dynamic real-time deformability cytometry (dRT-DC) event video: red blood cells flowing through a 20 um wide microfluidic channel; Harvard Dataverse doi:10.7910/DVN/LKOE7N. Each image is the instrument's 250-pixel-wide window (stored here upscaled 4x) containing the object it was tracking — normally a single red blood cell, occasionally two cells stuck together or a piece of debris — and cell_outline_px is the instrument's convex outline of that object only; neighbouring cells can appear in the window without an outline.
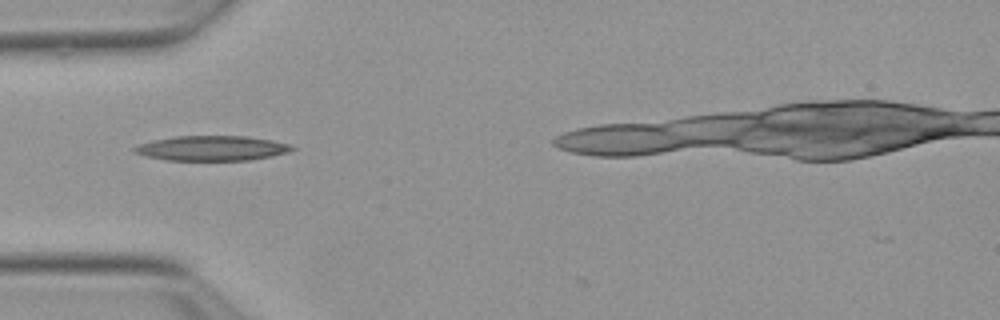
{"species": "Egyptian fruit bat (a non-hibernating species)", "species_latin": "Rousettus aegyptiacus", "temperature_condition": "warm", "stored_images_in_passage": 31, "camera_frame_rate_fps": 3000, "um_per_image_px": 0.085, "animal": {"sex": "female"}, "frame": {"image": 1, "passage_image": 1, "time_ms": 0.0, "image_size_px": [1000, 320], "cell_outline_px": [[296, 148], [288, 152], [272, 156], [248, 160], [164, 160], [144, 156], [132, 152], [132, 148], [140, 144], [152, 140], [176, 136], [244, 136], [272, 140], [288, 144]], "centroid_in_image_um": [17.96, 12.6], "position_along_channel_um": 67.0, "area_um2": 22.89}}
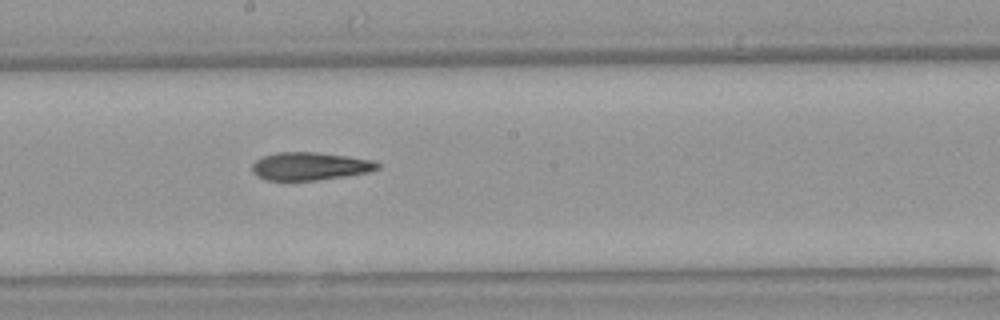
{"frame": {"image": 2, "passage_image": 13, "time_ms": 4.0, "image_size_px": [1000, 320], "cell_outline_px": [[380, 168], [368, 172], [344, 176], [316, 180], [268, 180], [256, 176], [252, 172], [252, 164], [256, 160], [264, 156], [276, 152], [312, 152], [348, 156], [372, 160], [380, 164]], "centroid_in_image_um": [26.33, 14.12], "position_along_channel_um": 221.9, "area_um2": 20.29}}
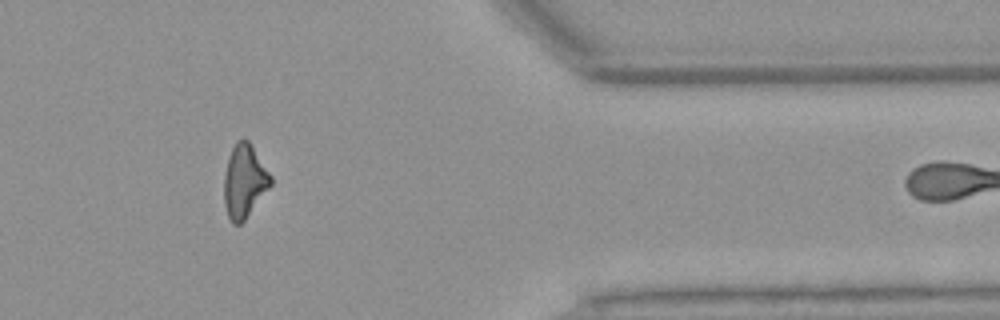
{"frame": {"image": 3, "passage_image": 28, "time_ms": 9.0, "image_size_px": [1000, 320], "cell_outline_px": [[272, 184], [244, 220], [240, 224], [232, 224], [228, 216], [224, 204], [224, 172], [228, 156], [236, 140], [248, 140], [272, 176]], "centroid_in_image_um": [20.75, 15.4], "position_along_channel_um": 390.6, "area_um2": 19.83}, "authors_computed_cell_mechanics": {"area_um2": 20.6924, "velocity_mm_per_s": 3.8746, "shape_relaxation_time_tau1_ms": null, "shape_relaxation_time_tau2_ms": 10.9585, "deformation_change_tau1": null, "deformation_change_tau2": 0.2747}}